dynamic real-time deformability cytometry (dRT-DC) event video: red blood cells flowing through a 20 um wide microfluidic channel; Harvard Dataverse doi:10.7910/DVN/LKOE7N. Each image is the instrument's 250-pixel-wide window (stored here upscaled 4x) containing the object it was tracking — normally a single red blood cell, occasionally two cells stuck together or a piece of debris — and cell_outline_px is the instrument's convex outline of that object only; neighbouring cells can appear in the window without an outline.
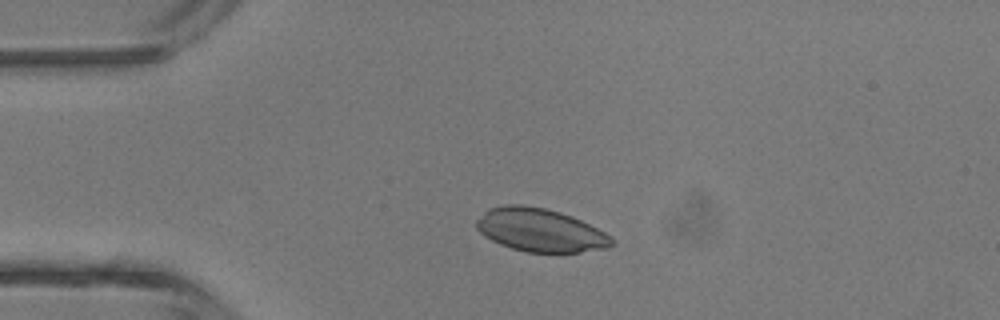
{"species": "common noctule bat (a hibernating species)", "species_latin": "Nyctalus noctula", "temperature_condition": "room temperature", "stored_images_in_passage": 3, "camera_frame_rate_fps": 3000, "um_per_image_px": 0.085, "animal": {"sex": "male", "body_mass_g": 13.3}, "frame": {"image": 1, "passage_image": 2, "time_ms": 1.0, "image_size_px": [1000, 320], "cell_outline_px": [[616, 244], [608, 248], [580, 252], [528, 252], [512, 248], [500, 244], [484, 236], [476, 228], [476, 220], [488, 208], [504, 204], [520, 204], [544, 208], [560, 212], [572, 216], [612, 236], [616, 240]], "centroid_in_image_um": [45.93, 19.56], "position_along_channel_um": 39.1, "area_um2": 34.16}}